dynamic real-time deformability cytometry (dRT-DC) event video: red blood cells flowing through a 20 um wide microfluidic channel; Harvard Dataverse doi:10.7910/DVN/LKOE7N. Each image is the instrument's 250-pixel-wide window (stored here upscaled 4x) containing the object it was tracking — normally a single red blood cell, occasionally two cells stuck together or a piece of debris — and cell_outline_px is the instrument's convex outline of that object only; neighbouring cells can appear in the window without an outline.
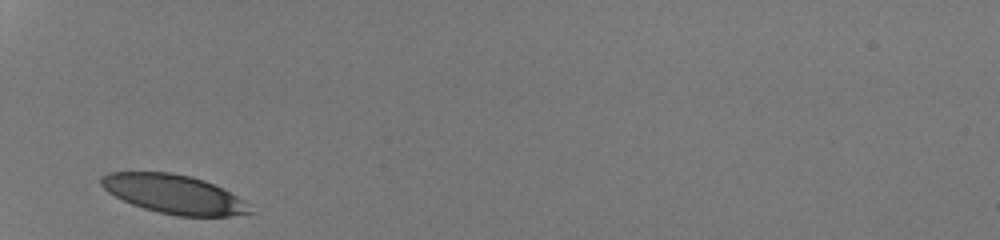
{"species": "human", "species_latin": "Homo sapiens", "temperature_condition": "room temperature", "stored_images_in_passage": 25, "camera_frame_rate_fps": 3000, "um_per_image_px": 0.085, "donor": {"sex": "male"}, "frame": {"image": 1, "passage_image": 1, "time_ms": 0.0, "image_size_px": [1000, 240], "cell_outline_px": [[256, 212], [228, 216], [176, 216], [144, 208], [132, 204], [108, 192], [100, 184], [100, 176], [108, 172], [172, 172], [192, 176], [204, 180], [244, 200]], "centroid_in_image_um": [14.77, 16.49], "position_along_channel_um": 70.2, "area_um2": 33.58}}
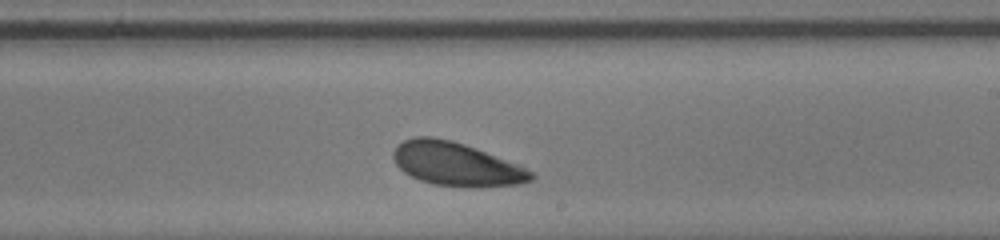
{"frame": {"image": 2, "passage_image": 15, "time_ms": 4.667, "image_size_px": [1000, 240], "cell_outline_px": [[536, 176], [532, 180], [520, 184], [476, 188], [464, 188], [432, 184], [420, 180], [404, 172], [396, 164], [392, 156], [392, 152], [396, 144], [404, 140], [416, 136], [432, 136], [452, 140], [464, 144], [524, 168], [532, 172]], "centroid_in_image_um": [38.72, 13.96], "position_along_channel_um": 250.3, "area_um2": 34.91}}
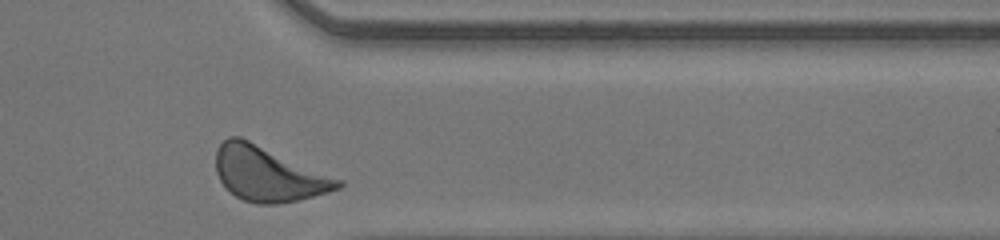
{"frame": {"image": 3, "passage_image": 25, "time_ms": 8.0, "image_size_px": [1000, 240], "cell_outline_px": [[344, 184], [340, 188], [328, 192], [296, 200], [276, 204], [256, 204], [244, 200], [236, 196], [220, 180], [216, 172], [216, 148], [228, 136], [240, 136], [344, 180]], "centroid_in_image_um": [22.81, 14.77], "position_along_channel_um": 388.6, "area_um2": 38.78}, "authors_computed_cell_mechanics": {"area_um2": 35.2002, "velocity_mm_per_s": 4.1564, "shape_relaxation_time_tau1_ms": 1.577, "shape_relaxation_time_tau2_ms": null, "deformation_change_tau1": 0.085, "deformation_change_tau2": null}}